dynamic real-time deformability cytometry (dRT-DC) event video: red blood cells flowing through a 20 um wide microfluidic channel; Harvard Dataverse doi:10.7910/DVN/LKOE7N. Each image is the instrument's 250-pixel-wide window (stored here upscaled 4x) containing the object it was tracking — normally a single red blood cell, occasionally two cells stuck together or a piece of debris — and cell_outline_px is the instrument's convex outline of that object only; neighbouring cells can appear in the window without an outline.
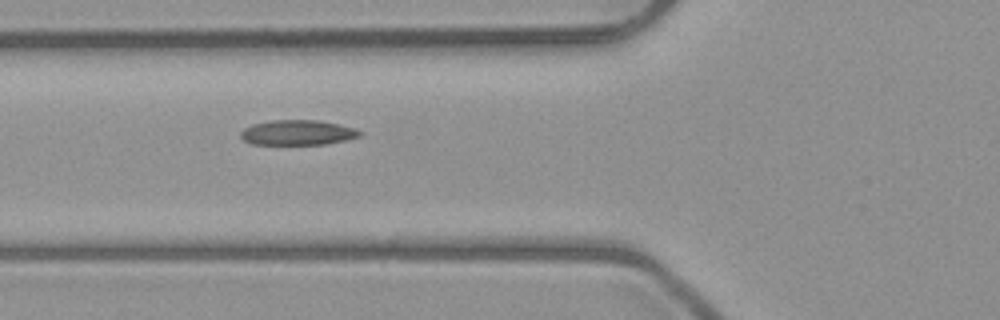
{"species": "common noctule bat (a hibernating species)", "species_latin": "Nyctalus noctula", "temperature_condition": "room temperature", "stored_images_in_passage": 7, "camera_frame_rate_fps": 3000, "um_per_image_px": 0.085, "animal": {"sex": "male", "body_mass_g": 23.1, "forearm_length_mm": 52.7}, "frame": {"image": 1, "passage_image": 4, "time_ms": 4.333, "image_size_px": [1000, 320], "cell_outline_px": [[364, 132], [360, 136], [328, 144], [252, 144], [244, 140], [240, 136], [240, 132], [244, 128], [252, 124], [272, 120], [316, 120], [340, 124]], "centroid_in_image_um": [25.29, 11.26], "position_along_channel_um": 100.5, "area_um2": 17.34}}
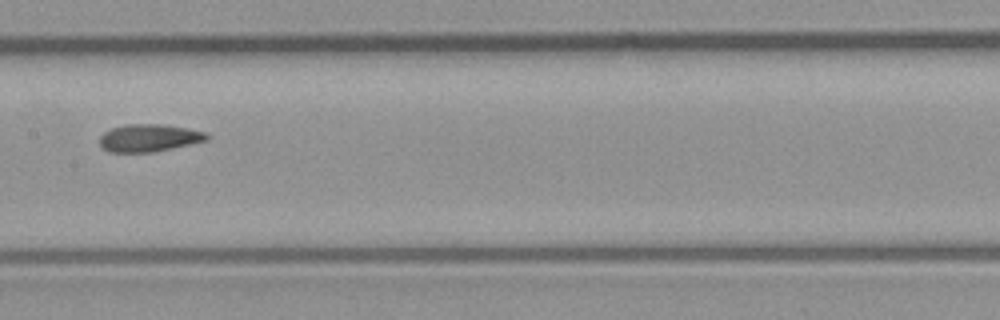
{"frame": {"image": 2, "passage_image": 6, "time_ms": 6.667, "image_size_px": [1000, 320], "cell_outline_px": [[212, 136], [208, 140], [172, 148], [152, 152], [108, 152], [100, 144], [100, 136], [104, 132], [112, 128], [124, 124], [164, 124], [188, 128], [204, 132]], "centroid_in_image_um": [12.68, 11.71], "position_along_channel_um": 194.7, "area_um2": 17.22}}
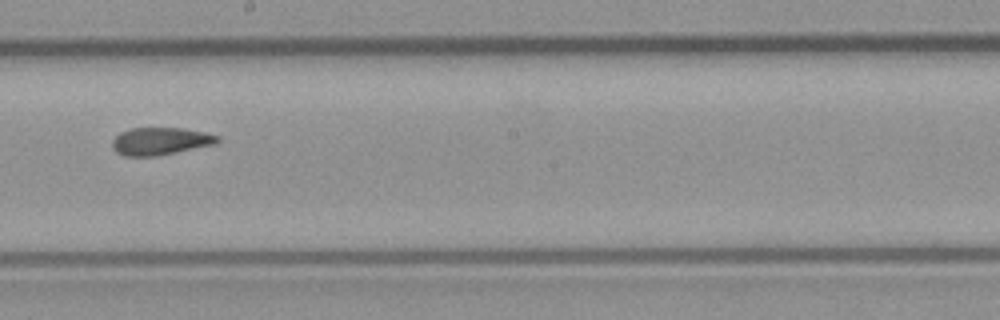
{"frame": {"image": 3, "passage_image": 7, "time_ms": 7.667, "image_size_px": [1000, 320], "cell_outline_px": [[220, 140], [216, 144], [156, 156], [124, 156], [116, 152], [112, 148], [112, 140], [120, 132], [132, 128], [184, 128], [204, 132], [220, 136]], "centroid_in_image_um": [13.63, 12.0], "position_along_channel_um": 234.6, "area_um2": 16.94}}